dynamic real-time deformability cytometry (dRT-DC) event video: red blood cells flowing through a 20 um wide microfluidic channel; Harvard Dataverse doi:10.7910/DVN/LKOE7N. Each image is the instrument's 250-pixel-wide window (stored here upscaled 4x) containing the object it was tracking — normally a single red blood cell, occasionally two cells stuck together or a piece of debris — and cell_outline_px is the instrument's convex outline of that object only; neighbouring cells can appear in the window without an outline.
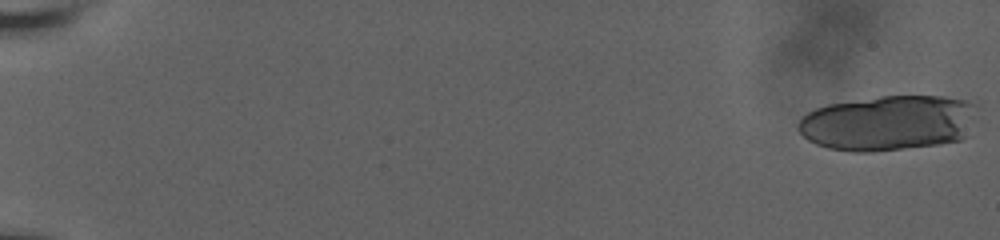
{"species": "human", "species_latin": "Homo sapiens", "temperature_condition": "room temperature", "stored_images_in_passage": 20, "camera_frame_rate_fps": 3000, "um_per_image_px": 0.085, "donor": {"sex": "male"}, "frame": {"image": 1, "passage_image": 1, "time_ms": 0.0, "image_size_px": [1000, 240], "cell_outline_px": [[976, 104], [964, 136], [960, 140], [936, 144], [872, 152], [852, 152], [828, 148], [816, 144], [808, 140], [796, 128], [796, 124], [808, 112], [816, 108], [828, 104], [880, 96], [944, 96], [968, 100]], "centroid_in_image_um": [75.43, 10.44], "position_along_channel_um": 9.6, "area_um2": 57.28}}
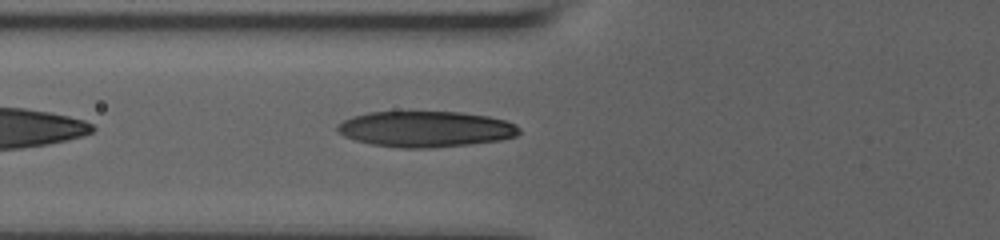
{"frame": {"image": 2, "passage_image": 20, "time_ms": 8.667, "image_size_px": [1000, 240], "cell_outline_px": [[520, 132], [516, 136], [500, 140], [468, 144], [428, 148], [400, 148], [372, 144], [356, 140], [344, 136], [336, 128], [344, 120], [352, 116], [368, 112], [460, 112], [488, 116], [504, 120], [516, 124], [520, 128]], "centroid_in_image_um": [36.2, 10.97], "position_along_channel_um": 89.6, "area_um2": 37.8}}